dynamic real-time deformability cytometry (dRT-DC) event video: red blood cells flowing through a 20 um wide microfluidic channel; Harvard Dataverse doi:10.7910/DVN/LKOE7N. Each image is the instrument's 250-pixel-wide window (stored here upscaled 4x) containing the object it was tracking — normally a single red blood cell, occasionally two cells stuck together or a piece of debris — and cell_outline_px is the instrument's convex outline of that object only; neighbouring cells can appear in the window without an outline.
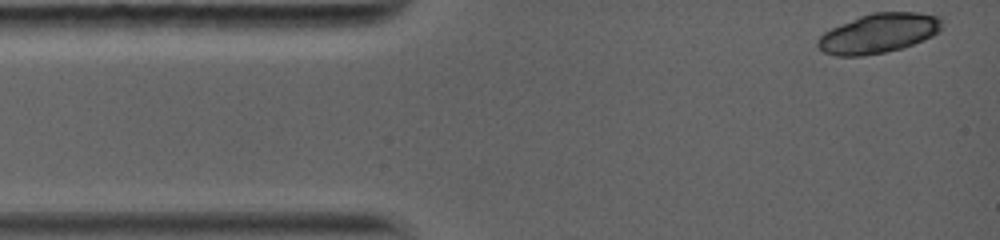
{"species": "common noctule bat (a hibernating species)", "species_latin": "Nyctalus noctula", "temperature_condition": "warm", "stored_images_in_passage": 5, "camera_frame_rate_fps": 5000, "um_per_image_px": 0.085, "animal": {"sex": "female", "body_mass_g": 19.0, "forearm_length_mm": 56.7}, "frame": {"image": 1, "passage_image": 1, "time_ms": 0.0, "image_size_px": [1000, 240], "cell_outline_px": [[944, 28], [940, 32], [924, 40], [900, 48], [884, 52], [860, 56], [840, 56], [824, 52], [816, 44], [816, 40], [824, 32], [832, 28], [860, 16], [872, 12], [920, 12], [944, 16]], "centroid_in_image_um": [74.77, 2.8], "position_along_channel_um": 10.2, "area_um2": 28.84}}